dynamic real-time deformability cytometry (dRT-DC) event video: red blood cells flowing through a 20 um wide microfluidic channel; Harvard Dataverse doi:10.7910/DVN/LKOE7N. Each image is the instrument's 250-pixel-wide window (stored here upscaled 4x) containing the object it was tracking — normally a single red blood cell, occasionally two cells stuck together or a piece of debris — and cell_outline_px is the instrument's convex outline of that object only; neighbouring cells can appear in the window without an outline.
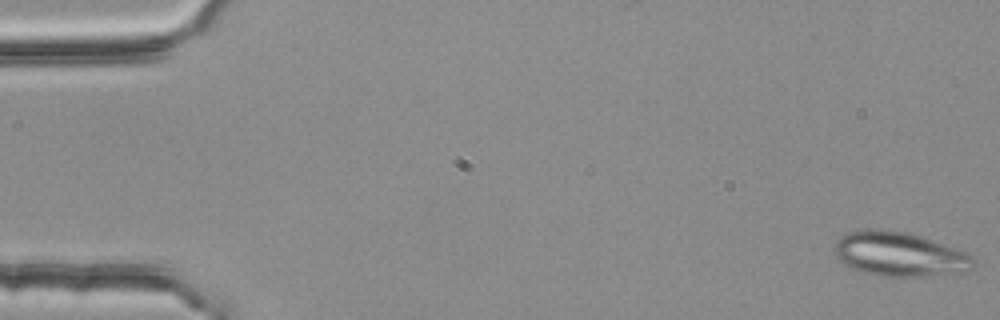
{"species": "common noctule bat (a hibernating species)", "species_latin": "Nyctalus noctula", "temperature_condition": "room temperature", "stored_images_in_passage": 53, "camera_frame_rate_fps": 3000, "um_per_image_px": 0.085, "animal": {"sex": "female", "body_mass_g": 25.1}, "frame": {"image": 1, "passage_image": 1, "time_ms": 0.0, "image_size_px": [1000, 320], "cell_outline_px": [[976, 264], [972, 268], [964, 272], [924, 276], [880, 276], [860, 272], [844, 264], [836, 256], [832, 248], [836, 240], [840, 236], [848, 232], [868, 228], [884, 228], [908, 232], [920, 236], [964, 252], [972, 256], [976, 260]], "centroid_in_image_um": [76.4, 21.59], "position_along_channel_um": 8.6, "area_um2": 36.18}}
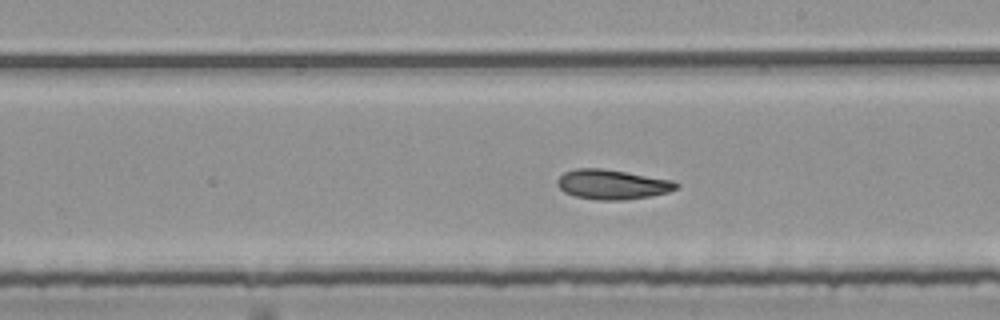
{"frame": {"image": 2, "passage_image": 31, "time_ms": 10.0, "image_size_px": [1000, 320], "cell_outline_px": [[680, 188], [668, 192], [652, 196], [624, 200], [596, 200], [576, 196], [564, 192], [556, 184], [556, 180], [564, 172], [576, 168], [600, 168], [672, 180], [680, 184]], "centroid_in_image_um": [52.05, 15.68], "position_along_channel_um": 237.0, "area_um2": 20.63}}
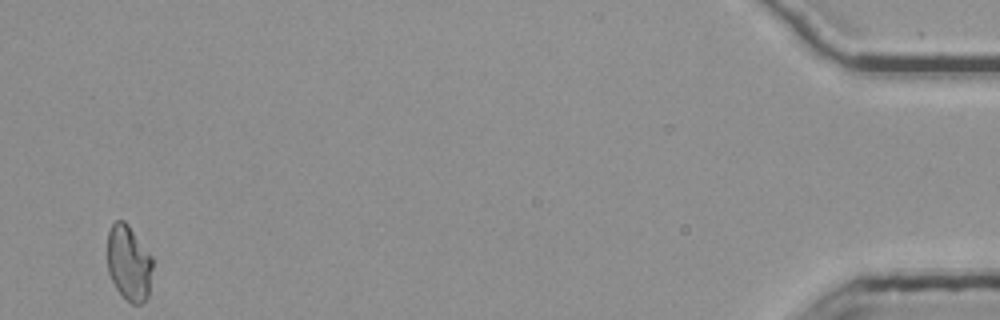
{"frame": {"image": 3, "passage_image": 53, "time_ms": 17.333, "image_size_px": [1000, 320], "cell_outline_px": [[152, 268], [148, 296], [140, 304], [132, 304], [120, 296], [108, 272], [108, 232], [112, 224], [116, 220], [124, 220], [128, 224], [152, 256]], "centroid_in_image_um": [10.95, 22.36], "position_along_channel_um": 424.3, "area_um2": 19.94}, "authors_computed_cell_mechanics": {"area_um2": 20.6346, "velocity_mm_per_s": 3.7658, "shape_relaxation_time_tau1_ms": null, "shape_relaxation_time_tau2_ms": 2.8086, "deformation_change_tau1": null, "deformation_change_tau2": 0.0946}}